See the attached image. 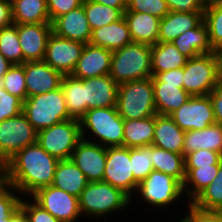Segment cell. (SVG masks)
Masks as SVG:
<instances>
[{
	"label": "cell",
	"mask_w": 222,
	"mask_h": 222,
	"mask_svg": "<svg viewBox=\"0 0 222 222\" xmlns=\"http://www.w3.org/2000/svg\"><path fill=\"white\" fill-rule=\"evenodd\" d=\"M59 160L48 154L37 142L17 152L6 162L7 183L20 194L31 196L52 185Z\"/></svg>",
	"instance_id": "6da1fadb"
},
{
	"label": "cell",
	"mask_w": 222,
	"mask_h": 222,
	"mask_svg": "<svg viewBox=\"0 0 222 222\" xmlns=\"http://www.w3.org/2000/svg\"><path fill=\"white\" fill-rule=\"evenodd\" d=\"M79 121L82 139L106 148L123 146L124 119L119 115L117 107L88 110Z\"/></svg>",
	"instance_id": "7a4b0ae2"
},
{
	"label": "cell",
	"mask_w": 222,
	"mask_h": 222,
	"mask_svg": "<svg viewBox=\"0 0 222 222\" xmlns=\"http://www.w3.org/2000/svg\"><path fill=\"white\" fill-rule=\"evenodd\" d=\"M80 213L83 217H106L116 211H123L131 204V198L121 189L111 184L98 181L88 182L78 197Z\"/></svg>",
	"instance_id": "3957f363"
},
{
	"label": "cell",
	"mask_w": 222,
	"mask_h": 222,
	"mask_svg": "<svg viewBox=\"0 0 222 222\" xmlns=\"http://www.w3.org/2000/svg\"><path fill=\"white\" fill-rule=\"evenodd\" d=\"M109 75L117 84L152 77L151 45L133 42L112 51Z\"/></svg>",
	"instance_id": "277c9868"
},
{
	"label": "cell",
	"mask_w": 222,
	"mask_h": 222,
	"mask_svg": "<svg viewBox=\"0 0 222 222\" xmlns=\"http://www.w3.org/2000/svg\"><path fill=\"white\" fill-rule=\"evenodd\" d=\"M116 107L124 120L156 115L152 77L119 84Z\"/></svg>",
	"instance_id": "5b68a950"
},
{
	"label": "cell",
	"mask_w": 222,
	"mask_h": 222,
	"mask_svg": "<svg viewBox=\"0 0 222 222\" xmlns=\"http://www.w3.org/2000/svg\"><path fill=\"white\" fill-rule=\"evenodd\" d=\"M23 113L37 132L72 119L61 86L48 93L27 97L23 102Z\"/></svg>",
	"instance_id": "8992f818"
},
{
	"label": "cell",
	"mask_w": 222,
	"mask_h": 222,
	"mask_svg": "<svg viewBox=\"0 0 222 222\" xmlns=\"http://www.w3.org/2000/svg\"><path fill=\"white\" fill-rule=\"evenodd\" d=\"M82 140L79 119H68L37 132V143L58 160L70 159Z\"/></svg>",
	"instance_id": "52a82bcc"
},
{
	"label": "cell",
	"mask_w": 222,
	"mask_h": 222,
	"mask_svg": "<svg viewBox=\"0 0 222 222\" xmlns=\"http://www.w3.org/2000/svg\"><path fill=\"white\" fill-rule=\"evenodd\" d=\"M183 88L191 96H206L217 86V53H205L187 60L183 67Z\"/></svg>",
	"instance_id": "ba28073f"
},
{
	"label": "cell",
	"mask_w": 222,
	"mask_h": 222,
	"mask_svg": "<svg viewBox=\"0 0 222 222\" xmlns=\"http://www.w3.org/2000/svg\"><path fill=\"white\" fill-rule=\"evenodd\" d=\"M136 192L146 205L159 209L176 204L184 194L183 184L178 179L154 170L138 184Z\"/></svg>",
	"instance_id": "9c48e42d"
},
{
	"label": "cell",
	"mask_w": 222,
	"mask_h": 222,
	"mask_svg": "<svg viewBox=\"0 0 222 222\" xmlns=\"http://www.w3.org/2000/svg\"><path fill=\"white\" fill-rule=\"evenodd\" d=\"M36 142L37 131L23 112L0 122V157L5 162Z\"/></svg>",
	"instance_id": "30bf717a"
},
{
	"label": "cell",
	"mask_w": 222,
	"mask_h": 222,
	"mask_svg": "<svg viewBox=\"0 0 222 222\" xmlns=\"http://www.w3.org/2000/svg\"><path fill=\"white\" fill-rule=\"evenodd\" d=\"M103 181L121 189L132 201L134 200L132 197H135L133 194L136 193L138 183L134 180L132 172L130 148L125 146L107 147Z\"/></svg>",
	"instance_id": "8fae6325"
},
{
	"label": "cell",
	"mask_w": 222,
	"mask_h": 222,
	"mask_svg": "<svg viewBox=\"0 0 222 222\" xmlns=\"http://www.w3.org/2000/svg\"><path fill=\"white\" fill-rule=\"evenodd\" d=\"M31 198L60 222H78L82 217L78 197L53 185L37 190Z\"/></svg>",
	"instance_id": "7c38bea8"
},
{
	"label": "cell",
	"mask_w": 222,
	"mask_h": 222,
	"mask_svg": "<svg viewBox=\"0 0 222 222\" xmlns=\"http://www.w3.org/2000/svg\"><path fill=\"white\" fill-rule=\"evenodd\" d=\"M169 116L185 132L202 130L216 123L209 95L191 96Z\"/></svg>",
	"instance_id": "4fadbf2b"
},
{
	"label": "cell",
	"mask_w": 222,
	"mask_h": 222,
	"mask_svg": "<svg viewBox=\"0 0 222 222\" xmlns=\"http://www.w3.org/2000/svg\"><path fill=\"white\" fill-rule=\"evenodd\" d=\"M84 46L81 42L60 37L52 32L43 61L62 75H71Z\"/></svg>",
	"instance_id": "5bb4252c"
},
{
	"label": "cell",
	"mask_w": 222,
	"mask_h": 222,
	"mask_svg": "<svg viewBox=\"0 0 222 222\" xmlns=\"http://www.w3.org/2000/svg\"><path fill=\"white\" fill-rule=\"evenodd\" d=\"M107 148L98 143L82 139L70 159L84 173L88 182L103 181Z\"/></svg>",
	"instance_id": "9a60e30c"
},
{
	"label": "cell",
	"mask_w": 222,
	"mask_h": 222,
	"mask_svg": "<svg viewBox=\"0 0 222 222\" xmlns=\"http://www.w3.org/2000/svg\"><path fill=\"white\" fill-rule=\"evenodd\" d=\"M17 32L23 52V63L43 61L47 41L52 34V24H17Z\"/></svg>",
	"instance_id": "2e32d148"
},
{
	"label": "cell",
	"mask_w": 222,
	"mask_h": 222,
	"mask_svg": "<svg viewBox=\"0 0 222 222\" xmlns=\"http://www.w3.org/2000/svg\"><path fill=\"white\" fill-rule=\"evenodd\" d=\"M22 65L25 71L27 97L48 93L60 87L63 75L46 62H25Z\"/></svg>",
	"instance_id": "e0dca14e"
},
{
	"label": "cell",
	"mask_w": 222,
	"mask_h": 222,
	"mask_svg": "<svg viewBox=\"0 0 222 222\" xmlns=\"http://www.w3.org/2000/svg\"><path fill=\"white\" fill-rule=\"evenodd\" d=\"M84 84L85 113L96 108L116 107L118 87L109 74L81 79Z\"/></svg>",
	"instance_id": "ac0fdd59"
},
{
	"label": "cell",
	"mask_w": 222,
	"mask_h": 222,
	"mask_svg": "<svg viewBox=\"0 0 222 222\" xmlns=\"http://www.w3.org/2000/svg\"><path fill=\"white\" fill-rule=\"evenodd\" d=\"M111 60L112 51L87 43L71 75L79 79L107 75L110 72Z\"/></svg>",
	"instance_id": "d6986e66"
},
{
	"label": "cell",
	"mask_w": 222,
	"mask_h": 222,
	"mask_svg": "<svg viewBox=\"0 0 222 222\" xmlns=\"http://www.w3.org/2000/svg\"><path fill=\"white\" fill-rule=\"evenodd\" d=\"M52 32L63 38L87 44L91 40L92 30L83 4L70 12L57 17L52 23Z\"/></svg>",
	"instance_id": "ffe728a7"
},
{
	"label": "cell",
	"mask_w": 222,
	"mask_h": 222,
	"mask_svg": "<svg viewBox=\"0 0 222 222\" xmlns=\"http://www.w3.org/2000/svg\"><path fill=\"white\" fill-rule=\"evenodd\" d=\"M203 21V12L170 11L160 19L158 42H172L187 30L196 28Z\"/></svg>",
	"instance_id": "44dd1931"
},
{
	"label": "cell",
	"mask_w": 222,
	"mask_h": 222,
	"mask_svg": "<svg viewBox=\"0 0 222 222\" xmlns=\"http://www.w3.org/2000/svg\"><path fill=\"white\" fill-rule=\"evenodd\" d=\"M185 131L169 115H155V129L152 145L183 155Z\"/></svg>",
	"instance_id": "7402d4cb"
},
{
	"label": "cell",
	"mask_w": 222,
	"mask_h": 222,
	"mask_svg": "<svg viewBox=\"0 0 222 222\" xmlns=\"http://www.w3.org/2000/svg\"><path fill=\"white\" fill-rule=\"evenodd\" d=\"M124 18L134 43L154 45L158 42L160 18L135 11H125Z\"/></svg>",
	"instance_id": "603a6c76"
},
{
	"label": "cell",
	"mask_w": 222,
	"mask_h": 222,
	"mask_svg": "<svg viewBox=\"0 0 222 222\" xmlns=\"http://www.w3.org/2000/svg\"><path fill=\"white\" fill-rule=\"evenodd\" d=\"M89 43L110 51L118 50L125 45L133 43L124 16L118 21L94 29Z\"/></svg>",
	"instance_id": "cb8c5ba5"
},
{
	"label": "cell",
	"mask_w": 222,
	"mask_h": 222,
	"mask_svg": "<svg viewBox=\"0 0 222 222\" xmlns=\"http://www.w3.org/2000/svg\"><path fill=\"white\" fill-rule=\"evenodd\" d=\"M202 149L222 154V125L215 123L202 130L185 132L183 155Z\"/></svg>",
	"instance_id": "d4e9b609"
},
{
	"label": "cell",
	"mask_w": 222,
	"mask_h": 222,
	"mask_svg": "<svg viewBox=\"0 0 222 222\" xmlns=\"http://www.w3.org/2000/svg\"><path fill=\"white\" fill-rule=\"evenodd\" d=\"M153 90L155 108L159 115H170L191 97L184 90L183 84L153 82Z\"/></svg>",
	"instance_id": "484cf974"
},
{
	"label": "cell",
	"mask_w": 222,
	"mask_h": 222,
	"mask_svg": "<svg viewBox=\"0 0 222 222\" xmlns=\"http://www.w3.org/2000/svg\"><path fill=\"white\" fill-rule=\"evenodd\" d=\"M88 184L84 173L71 159L59 160L52 185L79 197Z\"/></svg>",
	"instance_id": "4316f807"
},
{
	"label": "cell",
	"mask_w": 222,
	"mask_h": 222,
	"mask_svg": "<svg viewBox=\"0 0 222 222\" xmlns=\"http://www.w3.org/2000/svg\"><path fill=\"white\" fill-rule=\"evenodd\" d=\"M172 43L188 59L214 52L209 42L208 29L204 21L196 28L187 30L175 38Z\"/></svg>",
	"instance_id": "83f0119b"
},
{
	"label": "cell",
	"mask_w": 222,
	"mask_h": 222,
	"mask_svg": "<svg viewBox=\"0 0 222 222\" xmlns=\"http://www.w3.org/2000/svg\"><path fill=\"white\" fill-rule=\"evenodd\" d=\"M187 60L172 42H157L151 45L152 76L184 67Z\"/></svg>",
	"instance_id": "f1b7e54d"
},
{
	"label": "cell",
	"mask_w": 222,
	"mask_h": 222,
	"mask_svg": "<svg viewBox=\"0 0 222 222\" xmlns=\"http://www.w3.org/2000/svg\"><path fill=\"white\" fill-rule=\"evenodd\" d=\"M155 115L144 119L124 120L123 146L127 148L152 145Z\"/></svg>",
	"instance_id": "f546056e"
},
{
	"label": "cell",
	"mask_w": 222,
	"mask_h": 222,
	"mask_svg": "<svg viewBox=\"0 0 222 222\" xmlns=\"http://www.w3.org/2000/svg\"><path fill=\"white\" fill-rule=\"evenodd\" d=\"M12 18L14 24L51 23L47 0H15Z\"/></svg>",
	"instance_id": "4dcf8cb0"
},
{
	"label": "cell",
	"mask_w": 222,
	"mask_h": 222,
	"mask_svg": "<svg viewBox=\"0 0 222 222\" xmlns=\"http://www.w3.org/2000/svg\"><path fill=\"white\" fill-rule=\"evenodd\" d=\"M220 164L200 167L185 168L186 178L183 183V193L191 203L217 176Z\"/></svg>",
	"instance_id": "1f68e13d"
},
{
	"label": "cell",
	"mask_w": 222,
	"mask_h": 222,
	"mask_svg": "<svg viewBox=\"0 0 222 222\" xmlns=\"http://www.w3.org/2000/svg\"><path fill=\"white\" fill-rule=\"evenodd\" d=\"M61 89L66 108L72 118L80 119L85 114L84 84L81 79L72 75H63Z\"/></svg>",
	"instance_id": "d6a6232c"
},
{
	"label": "cell",
	"mask_w": 222,
	"mask_h": 222,
	"mask_svg": "<svg viewBox=\"0 0 222 222\" xmlns=\"http://www.w3.org/2000/svg\"><path fill=\"white\" fill-rule=\"evenodd\" d=\"M151 159L154 171L169 174L178 179L182 184L184 183L186 178L184 155L152 145Z\"/></svg>",
	"instance_id": "836d02e7"
},
{
	"label": "cell",
	"mask_w": 222,
	"mask_h": 222,
	"mask_svg": "<svg viewBox=\"0 0 222 222\" xmlns=\"http://www.w3.org/2000/svg\"><path fill=\"white\" fill-rule=\"evenodd\" d=\"M209 42L214 52H222V0H208L203 12Z\"/></svg>",
	"instance_id": "e575fe53"
},
{
	"label": "cell",
	"mask_w": 222,
	"mask_h": 222,
	"mask_svg": "<svg viewBox=\"0 0 222 222\" xmlns=\"http://www.w3.org/2000/svg\"><path fill=\"white\" fill-rule=\"evenodd\" d=\"M82 4L92 31L120 20L126 11L124 8H113L92 0H83Z\"/></svg>",
	"instance_id": "d590c367"
},
{
	"label": "cell",
	"mask_w": 222,
	"mask_h": 222,
	"mask_svg": "<svg viewBox=\"0 0 222 222\" xmlns=\"http://www.w3.org/2000/svg\"><path fill=\"white\" fill-rule=\"evenodd\" d=\"M191 204L203 210L222 211V163L213 182Z\"/></svg>",
	"instance_id": "8d00e7d4"
},
{
	"label": "cell",
	"mask_w": 222,
	"mask_h": 222,
	"mask_svg": "<svg viewBox=\"0 0 222 222\" xmlns=\"http://www.w3.org/2000/svg\"><path fill=\"white\" fill-rule=\"evenodd\" d=\"M0 53L13 65L23 64V52L19 43L17 24L0 30Z\"/></svg>",
	"instance_id": "74e56055"
},
{
	"label": "cell",
	"mask_w": 222,
	"mask_h": 222,
	"mask_svg": "<svg viewBox=\"0 0 222 222\" xmlns=\"http://www.w3.org/2000/svg\"><path fill=\"white\" fill-rule=\"evenodd\" d=\"M152 145L130 148V161L134 180L139 184L154 170Z\"/></svg>",
	"instance_id": "f35d334b"
},
{
	"label": "cell",
	"mask_w": 222,
	"mask_h": 222,
	"mask_svg": "<svg viewBox=\"0 0 222 222\" xmlns=\"http://www.w3.org/2000/svg\"><path fill=\"white\" fill-rule=\"evenodd\" d=\"M4 89L11 95L17 96L23 102L27 98L25 84V71L22 64L12 65L8 72L3 76Z\"/></svg>",
	"instance_id": "ab89813d"
},
{
	"label": "cell",
	"mask_w": 222,
	"mask_h": 222,
	"mask_svg": "<svg viewBox=\"0 0 222 222\" xmlns=\"http://www.w3.org/2000/svg\"><path fill=\"white\" fill-rule=\"evenodd\" d=\"M18 193L8 183L0 188V222H4L5 218L11 216L20 207L22 198L19 196L20 193Z\"/></svg>",
	"instance_id": "60d3db41"
},
{
	"label": "cell",
	"mask_w": 222,
	"mask_h": 222,
	"mask_svg": "<svg viewBox=\"0 0 222 222\" xmlns=\"http://www.w3.org/2000/svg\"><path fill=\"white\" fill-rule=\"evenodd\" d=\"M126 11L149 13L160 19L170 12L166 0H128Z\"/></svg>",
	"instance_id": "b9f144b4"
},
{
	"label": "cell",
	"mask_w": 222,
	"mask_h": 222,
	"mask_svg": "<svg viewBox=\"0 0 222 222\" xmlns=\"http://www.w3.org/2000/svg\"><path fill=\"white\" fill-rule=\"evenodd\" d=\"M185 168H200L222 163V154L212 150L192 151L184 156Z\"/></svg>",
	"instance_id": "7bdbcfd3"
},
{
	"label": "cell",
	"mask_w": 222,
	"mask_h": 222,
	"mask_svg": "<svg viewBox=\"0 0 222 222\" xmlns=\"http://www.w3.org/2000/svg\"><path fill=\"white\" fill-rule=\"evenodd\" d=\"M20 209L24 212L28 222H60L52 216L48 211L38 205L32 198L30 201L22 197Z\"/></svg>",
	"instance_id": "ee69618b"
},
{
	"label": "cell",
	"mask_w": 222,
	"mask_h": 222,
	"mask_svg": "<svg viewBox=\"0 0 222 222\" xmlns=\"http://www.w3.org/2000/svg\"><path fill=\"white\" fill-rule=\"evenodd\" d=\"M23 112V101L5 89L0 90V122Z\"/></svg>",
	"instance_id": "f6af8a7d"
},
{
	"label": "cell",
	"mask_w": 222,
	"mask_h": 222,
	"mask_svg": "<svg viewBox=\"0 0 222 222\" xmlns=\"http://www.w3.org/2000/svg\"><path fill=\"white\" fill-rule=\"evenodd\" d=\"M188 204V214L183 218L187 222H222V211L199 209L191 203Z\"/></svg>",
	"instance_id": "bcb514c9"
},
{
	"label": "cell",
	"mask_w": 222,
	"mask_h": 222,
	"mask_svg": "<svg viewBox=\"0 0 222 222\" xmlns=\"http://www.w3.org/2000/svg\"><path fill=\"white\" fill-rule=\"evenodd\" d=\"M83 0H47V8L51 23L59 16L82 5Z\"/></svg>",
	"instance_id": "7dc6e473"
},
{
	"label": "cell",
	"mask_w": 222,
	"mask_h": 222,
	"mask_svg": "<svg viewBox=\"0 0 222 222\" xmlns=\"http://www.w3.org/2000/svg\"><path fill=\"white\" fill-rule=\"evenodd\" d=\"M169 11L204 12L207 0H166Z\"/></svg>",
	"instance_id": "c3c4849f"
},
{
	"label": "cell",
	"mask_w": 222,
	"mask_h": 222,
	"mask_svg": "<svg viewBox=\"0 0 222 222\" xmlns=\"http://www.w3.org/2000/svg\"><path fill=\"white\" fill-rule=\"evenodd\" d=\"M183 67L160 72L152 76V82H164L166 84H183Z\"/></svg>",
	"instance_id": "681fc988"
},
{
	"label": "cell",
	"mask_w": 222,
	"mask_h": 222,
	"mask_svg": "<svg viewBox=\"0 0 222 222\" xmlns=\"http://www.w3.org/2000/svg\"><path fill=\"white\" fill-rule=\"evenodd\" d=\"M216 123L222 125V88L216 86L209 94Z\"/></svg>",
	"instance_id": "f907efd6"
},
{
	"label": "cell",
	"mask_w": 222,
	"mask_h": 222,
	"mask_svg": "<svg viewBox=\"0 0 222 222\" xmlns=\"http://www.w3.org/2000/svg\"><path fill=\"white\" fill-rule=\"evenodd\" d=\"M12 24V4L0 0V30Z\"/></svg>",
	"instance_id": "816d5d0a"
},
{
	"label": "cell",
	"mask_w": 222,
	"mask_h": 222,
	"mask_svg": "<svg viewBox=\"0 0 222 222\" xmlns=\"http://www.w3.org/2000/svg\"><path fill=\"white\" fill-rule=\"evenodd\" d=\"M100 4H104L106 6H110L113 8H124L127 10L128 0H92Z\"/></svg>",
	"instance_id": "f5cc1de1"
},
{
	"label": "cell",
	"mask_w": 222,
	"mask_h": 222,
	"mask_svg": "<svg viewBox=\"0 0 222 222\" xmlns=\"http://www.w3.org/2000/svg\"><path fill=\"white\" fill-rule=\"evenodd\" d=\"M7 184V166L6 162L0 157V188Z\"/></svg>",
	"instance_id": "db71d44e"
},
{
	"label": "cell",
	"mask_w": 222,
	"mask_h": 222,
	"mask_svg": "<svg viewBox=\"0 0 222 222\" xmlns=\"http://www.w3.org/2000/svg\"><path fill=\"white\" fill-rule=\"evenodd\" d=\"M217 86L222 88V52L217 53Z\"/></svg>",
	"instance_id": "11a10c76"
},
{
	"label": "cell",
	"mask_w": 222,
	"mask_h": 222,
	"mask_svg": "<svg viewBox=\"0 0 222 222\" xmlns=\"http://www.w3.org/2000/svg\"><path fill=\"white\" fill-rule=\"evenodd\" d=\"M13 64L0 53V77H3Z\"/></svg>",
	"instance_id": "9f6ffc18"
},
{
	"label": "cell",
	"mask_w": 222,
	"mask_h": 222,
	"mask_svg": "<svg viewBox=\"0 0 222 222\" xmlns=\"http://www.w3.org/2000/svg\"><path fill=\"white\" fill-rule=\"evenodd\" d=\"M14 222H28L27 217L20 207L14 212Z\"/></svg>",
	"instance_id": "6f0895ef"
},
{
	"label": "cell",
	"mask_w": 222,
	"mask_h": 222,
	"mask_svg": "<svg viewBox=\"0 0 222 222\" xmlns=\"http://www.w3.org/2000/svg\"><path fill=\"white\" fill-rule=\"evenodd\" d=\"M4 222H14V213L11 216H9L8 218H5Z\"/></svg>",
	"instance_id": "680465c9"
},
{
	"label": "cell",
	"mask_w": 222,
	"mask_h": 222,
	"mask_svg": "<svg viewBox=\"0 0 222 222\" xmlns=\"http://www.w3.org/2000/svg\"><path fill=\"white\" fill-rule=\"evenodd\" d=\"M4 89L3 77H0V90Z\"/></svg>",
	"instance_id": "91938a15"
},
{
	"label": "cell",
	"mask_w": 222,
	"mask_h": 222,
	"mask_svg": "<svg viewBox=\"0 0 222 222\" xmlns=\"http://www.w3.org/2000/svg\"><path fill=\"white\" fill-rule=\"evenodd\" d=\"M3 1H6V2H8V3H13L15 0H3Z\"/></svg>",
	"instance_id": "94428289"
},
{
	"label": "cell",
	"mask_w": 222,
	"mask_h": 222,
	"mask_svg": "<svg viewBox=\"0 0 222 222\" xmlns=\"http://www.w3.org/2000/svg\"><path fill=\"white\" fill-rule=\"evenodd\" d=\"M179 222H187L184 218H180ZM176 222V221H175Z\"/></svg>",
	"instance_id": "6125c7cd"
}]
</instances>
